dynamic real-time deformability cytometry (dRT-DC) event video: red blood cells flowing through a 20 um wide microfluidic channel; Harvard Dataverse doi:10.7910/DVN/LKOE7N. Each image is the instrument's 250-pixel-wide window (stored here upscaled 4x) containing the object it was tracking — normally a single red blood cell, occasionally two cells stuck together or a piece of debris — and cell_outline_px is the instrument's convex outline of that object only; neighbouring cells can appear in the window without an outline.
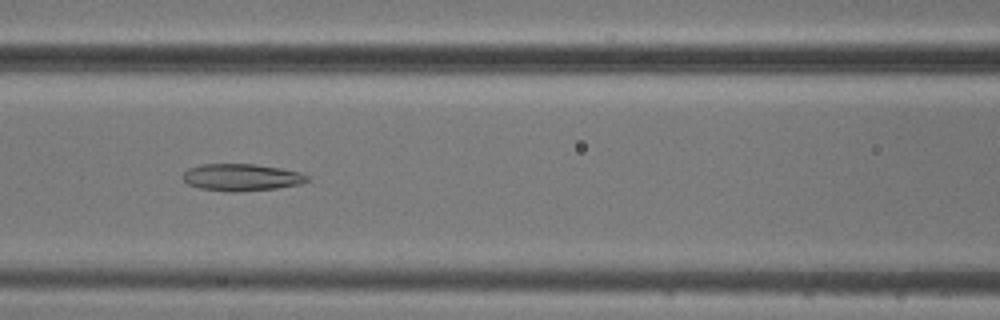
{"species": "common noctule bat (a hibernating species)", "species_latin": "Nyctalus noctula", "temperature_condition": "cold", "stored_images_in_passage": 6, "camera_frame_rate_fps": 3000, "um_per_image_px": 0.085, "animal": {"sex": "male", "body_mass_g": 20.5, "forearm_length_mm": 52.5}, "frame": {"image": 1, "passage_image": 6, "time_ms": 6.0, "image_size_px": [1000, 320], "cell_outline_px": [[312, 180], [300, 184], [276, 188], [236, 192], [228, 192], [200, 188], [188, 184], [180, 176], [188, 168], [204, 164], [256, 164], [280, 168], [300, 172], [308, 176]], "centroid_in_image_um": [20.53, 15.07], "position_along_channel_um": 146.1, "area_um2": 19.71}}